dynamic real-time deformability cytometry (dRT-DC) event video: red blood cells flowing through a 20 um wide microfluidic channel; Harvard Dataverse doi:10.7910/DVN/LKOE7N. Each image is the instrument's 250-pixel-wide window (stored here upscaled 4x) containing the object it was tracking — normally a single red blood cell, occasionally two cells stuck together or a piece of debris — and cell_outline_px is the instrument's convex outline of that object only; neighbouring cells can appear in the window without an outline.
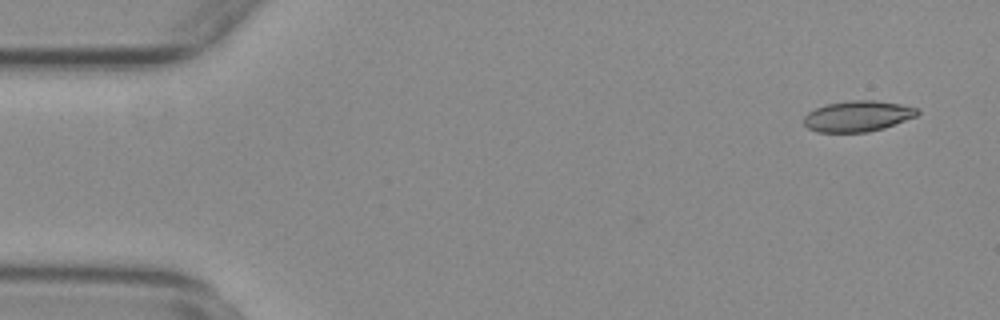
{"species": "common noctule bat (a hibernating species)", "species_latin": "Nyctalus noctula", "temperature_condition": "warm", "stored_images_in_passage": 15, "camera_frame_rate_fps": 3000, "um_per_image_px": 0.085, "animal": {"sex": "female", "body_mass_g": 29.2, "forearm_length_mm": 56.3}, "frame": {"image": 1, "passage_image": 1, "time_ms": 0.0, "image_size_px": [1000, 320], "cell_outline_px": [[920, 112], [916, 116], [884, 128], [868, 132], [816, 132], [808, 128], [804, 124], [804, 116], [808, 112], [816, 108], [828, 104], [848, 100], [876, 100], [900, 104], [920, 108]], "centroid_in_image_um": [72.92, 9.87], "position_along_channel_um": 12.1, "area_um2": 20.46}}